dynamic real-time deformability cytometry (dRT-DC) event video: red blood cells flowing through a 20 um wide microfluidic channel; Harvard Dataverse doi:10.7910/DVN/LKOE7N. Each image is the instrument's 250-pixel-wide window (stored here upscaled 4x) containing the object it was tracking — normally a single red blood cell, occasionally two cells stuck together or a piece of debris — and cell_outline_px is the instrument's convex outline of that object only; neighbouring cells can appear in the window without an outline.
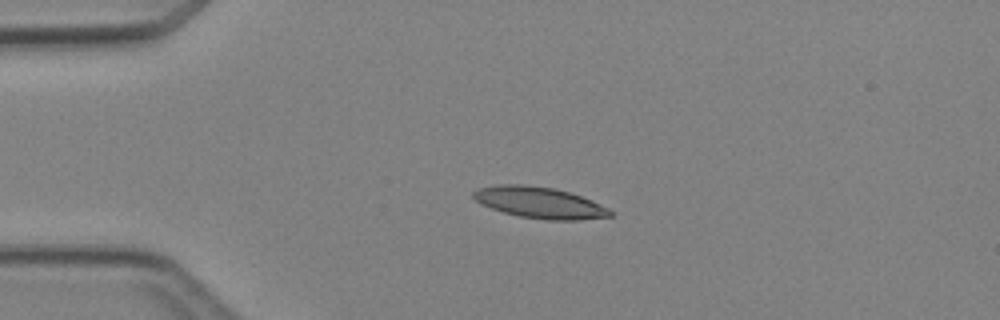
{"species": "Egyptian fruit bat (a non-hibernating species)", "species_latin": "Rousettus aegyptiacus", "temperature_condition": "cold", "stored_images_in_passage": 3, "camera_frame_rate_fps": 3000, "um_per_image_px": 0.085, "animal": {"sex": "female"}, "frame": {"image": 1, "passage_image": 3, "time_ms": 2.333, "image_size_px": [1000, 320], "cell_outline_px": [[612, 216], [580, 220], [548, 220], [520, 216], [504, 212], [480, 204], [472, 196], [472, 192], [476, 188], [496, 184], [524, 184], [556, 188], [580, 196], [608, 208], [612, 212]], "centroid_in_image_um": [45.81, 17.21], "position_along_channel_um": 39.2, "area_um2": 24.91}}